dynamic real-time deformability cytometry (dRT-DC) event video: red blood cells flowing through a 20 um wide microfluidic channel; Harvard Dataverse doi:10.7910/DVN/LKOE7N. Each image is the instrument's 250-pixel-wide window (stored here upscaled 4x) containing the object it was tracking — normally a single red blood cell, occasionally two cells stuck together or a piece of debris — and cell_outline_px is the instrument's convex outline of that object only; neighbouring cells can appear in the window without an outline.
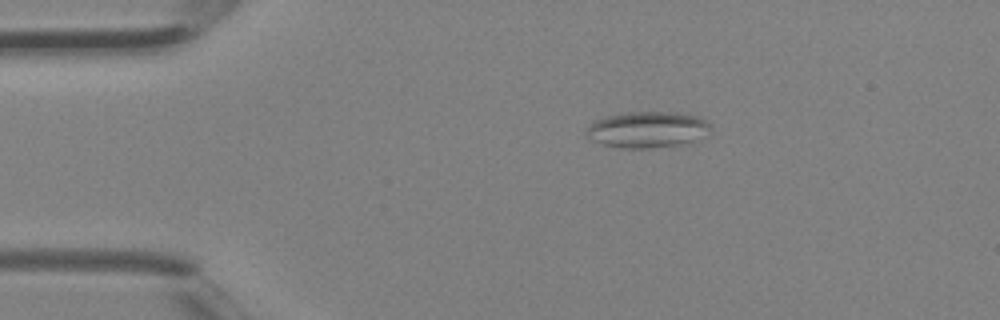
{"species": "Egyptian fruit bat (a non-hibernating species)", "species_latin": "Rousettus aegyptiacus", "temperature_condition": "room temperature", "stored_images_in_passage": 2, "camera_frame_rate_fps": 3000, "um_per_image_px": 0.085, "animal": {"sex": "female"}, "frame": {"image": 1, "passage_image": 1, "time_ms": 0.0, "image_size_px": [1000, 320], "cell_outline_px": [[712, 128], [700, 140], [688, 144], [652, 148], [620, 148], [604, 144], [592, 140], [588, 136], [588, 128], [596, 120], [608, 116], [628, 112], [664, 112], [696, 116], [708, 120], [712, 124]], "centroid_in_image_um": [55.13, 11.03], "position_along_channel_um": 29.9, "area_um2": 26.18}}